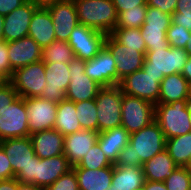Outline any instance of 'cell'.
Wrapping results in <instances>:
<instances>
[{"label":"cell","mask_w":191,"mask_h":190,"mask_svg":"<svg viewBox=\"0 0 191 190\" xmlns=\"http://www.w3.org/2000/svg\"><path fill=\"white\" fill-rule=\"evenodd\" d=\"M166 139L154 120L137 132L130 134L129 143L120 151L114 165L142 167L143 163L165 150Z\"/></svg>","instance_id":"cell-1"},{"label":"cell","mask_w":191,"mask_h":190,"mask_svg":"<svg viewBox=\"0 0 191 190\" xmlns=\"http://www.w3.org/2000/svg\"><path fill=\"white\" fill-rule=\"evenodd\" d=\"M79 24L97 31L111 34L118 22V15L112 0L74 1Z\"/></svg>","instance_id":"cell-2"},{"label":"cell","mask_w":191,"mask_h":190,"mask_svg":"<svg viewBox=\"0 0 191 190\" xmlns=\"http://www.w3.org/2000/svg\"><path fill=\"white\" fill-rule=\"evenodd\" d=\"M188 57L185 49L171 46L147 50L141 69L145 73L158 75V81L161 82L165 76L181 74Z\"/></svg>","instance_id":"cell-3"},{"label":"cell","mask_w":191,"mask_h":190,"mask_svg":"<svg viewBox=\"0 0 191 190\" xmlns=\"http://www.w3.org/2000/svg\"><path fill=\"white\" fill-rule=\"evenodd\" d=\"M155 121L164 133L165 139L191 132L188 100L156 104Z\"/></svg>","instance_id":"cell-4"},{"label":"cell","mask_w":191,"mask_h":190,"mask_svg":"<svg viewBox=\"0 0 191 190\" xmlns=\"http://www.w3.org/2000/svg\"><path fill=\"white\" fill-rule=\"evenodd\" d=\"M123 93L119 85L102 87L95 98L98 133L121 126Z\"/></svg>","instance_id":"cell-5"},{"label":"cell","mask_w":191,"mask_h":190,"mask_svg":"<svg viewBox=\"0 0 191 190\" xmlns=\"http://www.w3.org/2000/svg\"><path fill=\"white\" fill-rule=\"evenodd\" d=\"M44 61L31 63L13 71L9 82L22 98L40 97L46 87Z\"/></svg>","instance_id":"cell-6"},{"label":"cell","mask_w":191,"mask_h":190,"mask_svg":"<svg viewBox=\"0 0 191 190\" xmlns=\"http://www.w3.org/2000/svg\"><path fill=\"white\" fill-rule=\"evenodd\" d=\"M154 120V104L136 96L123 94L121 126H123L129 134L139 131Z\"/></svg>","instance_id":"cell-7"},{"label":"cell","mask_w":191,"mask_h":190,"mask_svg":"<svg viewBox=\"0 0 191 190\" xmlns=\"http://www.w3.org/2000/svg\"><path fill=\"white\" fill-rule=\"evenodd\" d=\"M86 61L74 57L68 64L70 83L66 91V99L74 103L95 99L102 88L85 74Z\"/></svg>","instance_id":"cell-8"},{"label":"cell","mask_w":191,"mask_h":190,"mask_svg":"<svg viewBox=\"0 0 191 190\" xmlns=\"http://www.w3.org/2000/svg\"><path fill=\"white\" fill-rule=\"evenodd\" d=\"M104 46L110 51L116 63L117 85L126 76L143 67L145 55L137 51V48L122 45L111 34L106 35Z\"/></svg>","instance_id":"cell-9"},{"label":"cell","mask_w":191,"mask_h":190,"mask_svg":"<svg viewBox=\"0 0 191 190\" xmlns=\"http://www.w3.org/2000/svg\"><path fill=\"white\" fill-rule=\"evenodd\" d=\"M30 136L25 99L18 97L0 115V141Z\"/></svg>","instance_id":"cell-10"},{"label":"cell","mask_w":191,"mask_h":190,"mask_svg":"<svg viewBox=\"0 0 191 190\" xmlns=\"http://www.w3.org/2000/svg\"><path fill=\"white\" fill-rule=\"evenodd\" d=\"M105 38V33L79 24L70 34L68 43L74 56L86 61L96 56L104 47Z\"/></svg>","instance_id":"cell-11"},{"label":"cell","mask_w":191,"mask_h":190,"mask_svg":"<svg viewBox=\"0 0 191 190\" xmlns=\"http://www.w3.org/2000/svg\"><path fill=\"white\" fill-rule=\"evenodd\" d=\"M119 86L123 94L136 96L154 105L158 104L160 95L158 75L145 73L140 69L122 79Z\"/></svg>","instance_id":"cell-12"},{"label":"cell","mask_w":191,"mask_h":190,"mask_svg":"<svg viewBox=\"0 0 191 190\" xmlns=\"http://www.w3.org/2000/svg\"><path fill=\"white\" fill-rule=\"evenodd\" d=\"M30 135L53 129L56 122L57 103L40 97L25 98Z\"/></svg>","instance_id":"cell-13"},{"label":"cell","mask_w":191,"mask_h":190,"mask_svg":"<svg viewBox=\"0 0 191 190\" xmlns=\"http://www.w3.org/2000/svg\"><path fill=\"white\" fill-rule=\"evenodd\" d=\"M45 7L51 14L56 40L68 42L70 34L79 25L74 1L57 0Z\"/></svg>","instance_id":"cell-14"},{"label":"cell","mask_w":191,"mask_h":190,"mask_svg":"<svg viewBox=\"0 0 191 190\" xmlns=\"http://www.w3.org/2000/svg\"><path fill=\"white\" fill-rule=\"evenodd\" d=\"M46 87L40 98L51 102L59 103L66 99V91L70 83V70L68 64L64 63H44Z\"/></svg>","instance_id":"cell-15"},{"label":"cell","mask_w":191,"mask_h":190,"mask_svg":"<svg viewBox=\"0 0 191 190\" xmlns=\"http://www.w3.org/2000/svg\"><path fill=\"white\" fill-rule=\"evenodd\" d=\"M85 74L102 87L117 85L116 63L105 46L92 59L86 60Z\"/></svg>","instance_id":"cell-16"},{"label":"cell","mask_w":191,"mask_h":190,"mask_svg":"<svg viewBox=\"0 0 191 190\" xmlns=\"http://www.w3.org/2000/svg\"><path fill=\"white\" fill-rule=\"evenodd\" d=\"M38 7V5L28 0L22 6L4 16L3 35L6 42L16 41L28 36L30 21Z\"/></svg>","instance_id":"cell-17"},{"label":"cell","mask_w":191,"mask_h":190,"mask_svg":"<svg viewBox=\"0 0 191 190\" xmlns=\"http://www.w3.org/2000/svg\"><path fill=\"white\" fill-rule=\"evenodd\" d=\"M7 47L9 63L13 71L42 60L43 49L29 36L7 42Z\"/></svg>","instance_id":"cell-18"},{"label":"cell","mask_w":191,"mask_h":190,"mask_svg":"<svg viewBox=\"0 0 191 190\" xmlns=\"http://www.w3.org/2000/svg\"><path fill=\"white\" fill-rule=\"evenodd\" d=\"M0 147L8 156L15 175L32 161L35 155L30 136L22 138H8L0 141Z\"/></svg>","instance_id":"cell-19"},{"label":"cell","mask_w":191,"mask_h":190,"mask_svg":"<svg viewBox=\"0 0 191 190\" xmlns=\"http://www.w3.org/2000/svg\"><path fill=\"white\" fill-rule=\"evenodd\" d=\"M98 135L97 131L82 129L65 136L64 155L72 167L89 152L97 142Z\"/></svg>","instance_id":"cell-20"},{"label":"cell","mask_w":191,"mask_h":190,"mask_svg":"<svg viewBox=\"0 0 191 190\" xmlns=\"http://www.w3.org/2000/svg\"><path fill=\"white\" fill-rule=\"evenodd\" d=\"M71 169L72 166L64 154L45 159L37 156L35 185L46 189Z\"/></svg>","instance_id":"cell-21"},{"label":"cell","mask_w":191,"mask_h":190,"mask_svg":"<svg viewBox=\"0 0 191 190\" xmlns=\"http://www.w3.org/2000/svg\"><path fill=\"white\" fill-rule=\"evenodd\" d=\"M35 155L40 159L64 154V139L55 129H47L30 135Z\"/></svg>","instance_id":"cell-22"},{"label":"cell","mask_w":191,"mask_h":190,"mask_svg":"<svg viewBox=\"0 0 191 190\" xmlns=\"http://www.w3.org/2000/svg\"><path fill=\"white\" fill-rule=\"evenodd\" d=\"M28 36L33 38L42 49L56 40L51 14L45 6H39L34 11Z\"/></svg>","instance_id":"cell-23"},{"label":"cell","mask_w":191,"mask_h":190,"mask_svg":"<svg viewBox=\"0 0 191 190\" xmlns=\"http://www.w3.org/2000/svg\"><path fill=\"white\" fill-rule=\"evenodd\" d=\"M129 139L128 131L123 126H119L100 132L97 143L109 161L115 164L120 151L129 143Z\"/></svg>","instance_id":"cell-24"},{"label":"cell","mask_w":191,"mask_h":190,"mask_svg":"<svg viewBox=\"0 0 191 190\" xmlns=\"http://www.w3.org/2000/svg\"><path fill=\"white\" fill-rule=\"evenodd\" d=\"M79 190H107L111 186L113 166L101 169L72 168Z\"/></svg>","instance_id":"cell-25"},{"label":"cell","mask_w":191,"mask_h":190,"mask_svg":"<svg viewBox=\"0 0 191 190\" xmlns=\"http://www.w3.org/2000/svg\"><path fill=\"white\" fill-rule=\"evenodd\" d=\"M178 166L165 149L143 163L145 180L164 182Z\"/></svg>","instance_id":"cell-26"},{"label":"cell","mask_w":191,"mask_h":190,"mask_svg":"<svg viewBox=\"0 0 191 190\" xmlns=\"http://www.w3.org/2000/svg\"><path fill=\"white\" fill-rule=\"evenodd\" d=\"M145 181L142 167L113 166L111 182L113 190H139Z\"/></svg>","instance_id":"cell-27"},{"label":"cell","mask_w":191,"mask_h":190,"mask_svg":"<svg viewBox=\"0 0 191 190\" xmlns=\"http://www.w3.org/2000/svg\"><path fill=\"white\" fill-rule=\"evenodd\" d=\"M188 81L182 74L165 76L160 82L158 104H169L174 101L187 100Z\"/></svg>","instance_id":"cell-28"},{"label":"cell","mask_w":191,"mask_h":190,"mask_svg":"<svg viewBox=\"0 0 191 190\" xmlns=\"http://www.w3.org/2000/svg\"><path fill=\"white\" fill-rule=\"evenodd\" d=\"M55 130L66 136L82 130L81 125L77 119L75 103L67 99L61 100L57 104Z\"/></svg>","instance_id":"cell-29"},{"label":"cell","mask_w":191,"mask_h":190,"mask_svg":"<svg viewBox=\"0 0 191 190\" xmlns=\"http://www.w3.org/2000/svg\"><path fill=\"white\" fill-rule=\"evenodd\" d=\"M165 149L178 167H186L191 157V132L166 139Z\"/></svg>","instance_id":"cell-30"},{"label":"cell","mask_w":191,"mask_h":190,"mask_svg":"<svg viewBox=\"0 0 191 190\" xmlns=\"http://www.w3.org/2000/svg\"><path fill=\"white\" fill-rule=\"evenodd\" d=\"M74 57L72 48L67 41L54 40L42 50L44 63L69 64Z\"/></svg>","instance_id":"cell-31"},{"label":"cell","mask_w":191,"mask_h":190,"mask_svg":"<svg viewBox=\"0 0 191 190\" xmlns=\"http://www.w3.org/2000/svg\"><path fill=\"white\" fill-rule=\"evenodd\" d=\"M75 107L81 128L98 132V113L95 99L77 102Z\"/></svg>","instance_id":"cell-32"},{"label":"cell","mask_w":191,"mask_h":190,"mask_svg":"<svg viewBox=\"0 0 191 190\" xmlns=\"http://www.w3.org/2000/svg\"><path fill=\"white\" fill-rule=\"evenodd\" d=\"M111 35L122 45L137 48V51L146 55L147 47L141 36L140 28H114Z\"/></svg>","instance_id":"cell-33"},{"label":"cell","mask_w":191,"mask_h":190,"mask_svg":"<svg viewBox=\"0 0 191 190\" xmlns=\"http://www.w3.org/2000/svg\"><path fill=\"white\" fill-rule=\"evenodd\" d=\"M114 166L101 150L99 144L96 142L89 150V152L79 161V163L72 168H86V169H101L104 167Z\"/></svg>","instance_id":"cell-34"},{"label":"cell","mask_w":191,"mask_h":190,"mask_svg":"<svg viewBox=\"0 0 191 190\" xmlns=\"http://www.w3.org/2000/svg\"><path fill=\"white\" fill-rule=\"evenodd\" d=\"M147 5L135 6L127 9L118 15V22L115 28H141L146 17Z\"/></svg>","instance_id":"cell-35"},{"label":"cell","mask_w":191,"mask_h":190,"mask_svg":"<svg viewBox=\"0 0 191 190\" xmlns=\"http://www.w3.org/2000/svg\"><path fill=\"white\" fill-rule=\"evenodd\" d=\"M141 36L145 41L147 50H156L158 48H168L167 31L162 28L141 27Z\"/></svg>","instance_id":"cell-36"},{"label":"cell","mask_w":191,"mask_h":190,"mask_svg":"<svg viewBox=\"0 0 191 190\" xmlns=\"http://www.w3.org/2000/svg\"><path fill=\"white\" fill-rule=\"evenodd\" d=\"M164 184L167 190H191V170L187 167H177L166 178Z\"/></svg>","instance_id":"cell-37"},{"label":"cell","mask_w":191,"mask_h":190,"mask_svg":"<svg viewBox=\"0 0 191 190\" xmlns=\"http://www.w3.org/2000/svg\"><path fill=\"white\" fill-rule=\"evenodd\" d=\"M171 22V15L162 12L158 8L147 6L146 17L141 27L162 28V31H167Z\"/></svg>","instance_id":"cell-38"},{"label":"cell","mask_w":191,"mask_h":190,"mask_svg":"<svg viewBox=\"0 0 191 190\" xmlns=\"http://www.w3.org/2000/svg\"><path fill=\"white\" fill-rule=\"evenodd\" d=\"M171 18L174 24L181 25L191 32V0H178Z\"/></svg>","instance_id":"cell-39"},{"label":"cell","mask_w":191,"mask_h":190,"mask_svg":"<svg viewBox=\"0 0 191 190\" xmlns=\"http://www.w3.org/2000/svg\"><path fill=\"white\" fill-rule=\"evenodd\" d=\"M191 32L171 22L169 29L167 30V40L169 46L184 49L186 43L190 40Z\"/></svg>","instance_id":"cell-40"},{"label":"cell","mask_w":191,"mask_h":190,"mask_svg":"<svg viewBox=\"0 0 191 190\" xmlns=\"http://www.w3.org/2000/svg\"><path fill=\"white\" fill-rule=\"evenodd\" d=\"M45 190H79L75 171L73 169L69 170Z\"/></svg>","instance_id":"cell-41"},{"label":"cell","mask_w":191,"mask_h":190,"mask_svg":"<svg viewBox=\"0 0 191 190\" xmlns=\"http://www.w3.org/2000/svg\"><path fill=\"white\" fill-rule=\"evenodd\" d=\"M18 93L8 81L3 86L0 87V115L1 113L9 107L17 98Z\"/></svg>","instance_id":"cell-42"},{"label":"cell","mask_w":191,"mask_h":190,"mask_svg":"<svg viewBox=\"0 0 191 190\" xmlns=\"http://www.w3.org/2000/svg\"><path fill=\"white\" fill-rule=\"evenodd\" d=\"M36 170H37V156H34L32 158V161L25 167V169H21L15 175V178L19 182L35 184Z\"/></svg>","instance_id":"cell-43"},{"label":"cell","mask_w":191,"mask_h":190,"mask_svg":"<svg viewBox=\"0 0 191 190\" xmlns=\"http://www.w3.org/2000/svg\"><path fill=\"white\" fill-rule=\"evenodd\" d=\"M0 73L8 80L13 74V70L11 69L9 63L7 42L5 40L0 41Z\"/></svg>","instance_id":"cell-44"},{"label":"cell","mask_w":191,"mask_h":190,"mask_svg":"<svg viewBox=\"0 0 191 190\" xmlns=\"http://www.w3.org/2000/svg\"><path fill=\"white\" fill-rule=\"evenodd\" d=\"M178 0H146L147 6L160 9L162 12L172 15L175 12Z\"/></svg>","instance_id":"cell-45"},{"label":"cell","mask_w":191,"mask_h":190,"mask_svg":"<svg viewBox=\"0 0 191 190\" xmlns=\"http://www.w3.org/2000/svg\"><path fill=\"white\" fill-rule=\"evenodd\" d=\"M14 178V172L12 170L8 156L0 147V180Z\"/></svg>","instance_id":"cell-46"},{"label":"cell","mask_w":191,"mask_h":190,"mask_svg":"<svg viewBox=\"0 0 191 190\" xmlns=\"http://www.w3.org/2000/svg\"><path fill=\"white\" fill-rule=\"evenodd\" d=\"M115 6L117 15L121 12L126 11L127 9L135 8L139 5H147L146 0H112Z\"/></svg>","instance_id":"cell-47"},{"label":"cell","mask_w":191,"mask_h":190,"mask_svg":"<svg viewBox=\"0 0 191 190\" xmlns=\"http://www.w3.org/2000/svg\"><path fill=\"white\" fill-rule=\"evenodd\" d=\"M28 0H0V15L6 16Z\"/></svg>","instance_id":"cell-48"},{"label":"cell","mask_w":191,"mask_h":190,"mask_svg":"<svg viewBox=\"0 0 191 190\" xmlns=\"http://www.w3.org/2000/svg\"><path fill=\"white\" fill-rule=\"evenodd\" d=\"M18 180L16 178L0 180V190H17Z\"/></svg>","instance_id":"cell-49"},{"label":"cell","mask_w":191,"mask_h":190,"mask_svg":"<svg viewBox=\"0 0 191 190\" xmlns=\"http://www.w3.org/2000/svg\"><path fill=\"white\" fill-rule=\"evenodd\" d=\"M142 190H167L164 182H153L146 180Z\"/></svg>","instance_id":"cell-50"},{"label":"cell","mask_w":191,"mask_h":190,"mask_svg":"<svg viewBox=\"0 0 191 190\" xmlns=\"http://www.w3.org/2000/svg\"><path fill=\"white\" fill-rule=\"evenodd\" d=\"M181 74L190 84L191 83V56L188 57L187 62L185 63V66Z\"/></svg>","instance_id":"cell-51"},{"label":"cell","mask_w":191,"mask_h":190,"mask_svg":"<svg viewBox=\"0 0 191 190\" xmlns=\"http://www.w3.org/2000/svg\"><path fill=\"white\" fill-rule=\"evenodd\" d=\"M17 190H45V188H41L36 186L35 184L23 183L18 181Z\"/></svg>","instance_id":"cell-52"},{"label":"cell","mask_w":191,"mask_h":190,"mask_svg":"<svg viewBox=\"0 0 191 190\" xmlns=\"http://www.w3.org/2000/svg\"><path fill=\"white\" fill-rule=\"evenodd\" d=\"M32 1L33 3H35L38 6H46L48 4H51L57 0H29Z\"/></svg>","instance_id":"cell-53"},{"label":"cell","mask_w":191,"mask_h":190,"mask_svg":"<svg viewBox=\"0 0 191 190\" xmlns=\"http://www.w3.org/2000/svg\"><path fill=\"white\" fill-rule=\"evenodd\" d=\"M3 26H4V16L0 15V41L4 40Z\"/></svg>","instance_id":"cell-54"},{"label":"cell","mask_w":191,"mask_h":190,"mask_svg":"<svg viewBox=\"0 0 191 190\" xmlns=\"http://www.w3.org/2000/svg\"><path fill=\"white\" fill-rule=\"evenodd\" d=\"M185 51L186 53L191 56V35H190V40L186 43V46H185Z\"/></svg>","instance_id":"cell-55"},{"label":"cell","mask_w":191,"mask_h":190,"mask_svg":"<svg viewBox=\"0 0 191 190\" xmlns=\"http://www.w3.org/2000/svg\"><path fill=\"white\" fill-rule=\"evenodd\" d=\"M9 80L0 73V87L7 83Z\"/></svg>","instance_id":"cell-56"},{"label":"cell","mask_w":191,"mask_h":190,"mask_svg":"<svg viewBox=\"0 0 191 190\" xmlns=\"http://www.w3.org/2000/svg\"><path fill=\"white\" fill-rule=\"evenodd\" d=\"M188 103L191 104V83L188 86V96H187Z\"/></svg>","instance_id":"cell-57"},{"label":"cell","mask_w":191,"mask_h":190,"mask_svg":"<svg viewBox=\"0 0 191 190\" xmlns=\"http://www.w3.org/2000/svg\"><path fill=\"white\" fill-rule=\"evenodd\" d=\"M186 167L191 170V157H190V160H189L188 164L186 165Z\"/></svg>","instance_id":"cell-58"},{"label":"cell","mask_w":191,"mask_h":190,"mask_svg":"<svg viewBox=\"0 0 191 190\" xmlns=\"http://www.w3.org/2000/svg\"><path fill=\"white\" fill-rule=\"evenodd\" d=\"M189 118H190V123H191V104H189Z\"/></svg>","instance_id":"cell-59"},{"label":"cell","mask_w":191,"mask_h":190,"mask_svg":"<svg viewBox=\"0 0 191 190\" xmlns=\"http://www.w3.org/2000/svg\"><path fill=\"white\" fill-rule=\"evenodd\" d=\"M107 190H113V189H112V185H111Z\"/></svg>","instance_id":"cell-60"}]
</instances>
